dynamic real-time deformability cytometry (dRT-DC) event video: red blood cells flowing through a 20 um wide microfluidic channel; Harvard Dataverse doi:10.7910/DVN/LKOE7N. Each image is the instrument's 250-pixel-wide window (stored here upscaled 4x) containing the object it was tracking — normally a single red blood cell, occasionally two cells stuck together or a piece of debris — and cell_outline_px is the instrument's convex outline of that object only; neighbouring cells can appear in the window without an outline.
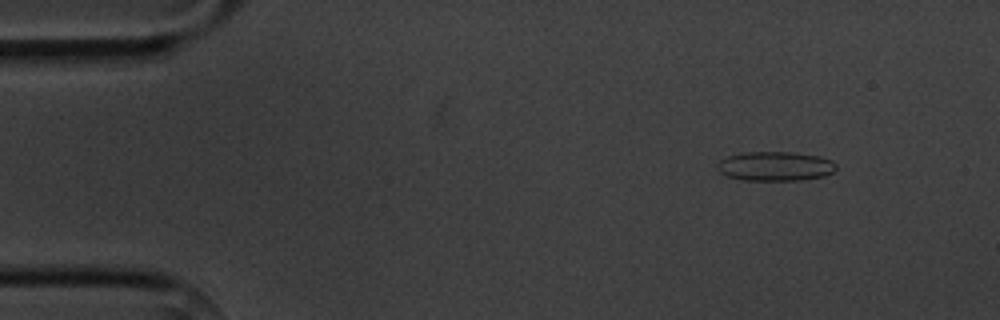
{"species": "common noctule bat (a hibernating species)", "species_latin": "Nyctalus noctula", "temperature_condition": "cold", "stored_images_in_passage": 4, "camera_frame_rate_fps": 3000, "um_per_image_px": 0.085, "animal": {"sex": "male", "body_mass_g": 20.1, "forearm_length_mm": 53.5}, "frame": {"image": 1, "passage_image": 2, "time_ms": 1.0, "image_size_px": [1000, 320], "cell_outline_px": [[836, 168], [832, 172], [824, 176], [800, 180], [744, 180], [728, 176], [720, 172], [720, 160], [728, 156], [744, 152], [792, 152], [820, 156], [832, 160], [836, 164]], "centroid_in_image_um": [65.95, 14.12], "position_along_channel_um": 19.1, "area_um2": 20.11}}